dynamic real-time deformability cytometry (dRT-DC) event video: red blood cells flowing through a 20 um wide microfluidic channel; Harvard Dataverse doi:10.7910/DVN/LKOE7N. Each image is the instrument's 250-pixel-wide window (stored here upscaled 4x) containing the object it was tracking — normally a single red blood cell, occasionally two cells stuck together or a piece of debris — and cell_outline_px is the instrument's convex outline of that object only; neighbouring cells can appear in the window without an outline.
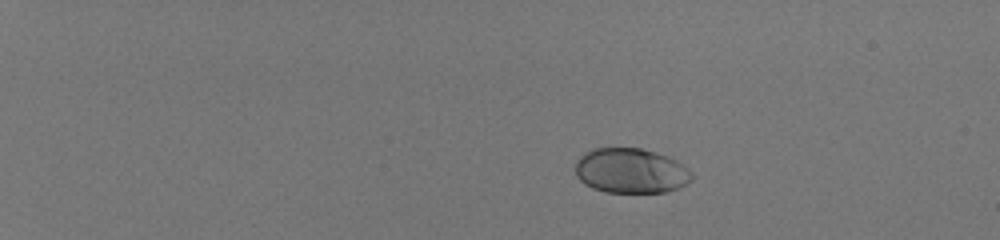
{"species": "human", "species_latin": "Homo sapiens", "temperature_condition": "room temperature", "stored_images_in_passage": 5, "camera_frame_rate_fps": 3000, "um_per_image_px": 0.085, "donor": {"sex": "male"}, "frame": {"image": 1, "passage_image": 1, "time_ms": 0.0, "image_size_px": [1000, 240], "cell_outline_px": [[692, 180], [688, 184], [664, 192], [608, 192], [592, 188], [584, 184], [576, 176], [576, 160], [584, 152], [596, 148], [640, 148], [656, 152], [668, 156], [676, 160], [688, 168], [692, 172]], "centroid_in_image_um": [53.62, 14.51], "position_along_channel_um": 31.4, "area_um2": 30.63}}